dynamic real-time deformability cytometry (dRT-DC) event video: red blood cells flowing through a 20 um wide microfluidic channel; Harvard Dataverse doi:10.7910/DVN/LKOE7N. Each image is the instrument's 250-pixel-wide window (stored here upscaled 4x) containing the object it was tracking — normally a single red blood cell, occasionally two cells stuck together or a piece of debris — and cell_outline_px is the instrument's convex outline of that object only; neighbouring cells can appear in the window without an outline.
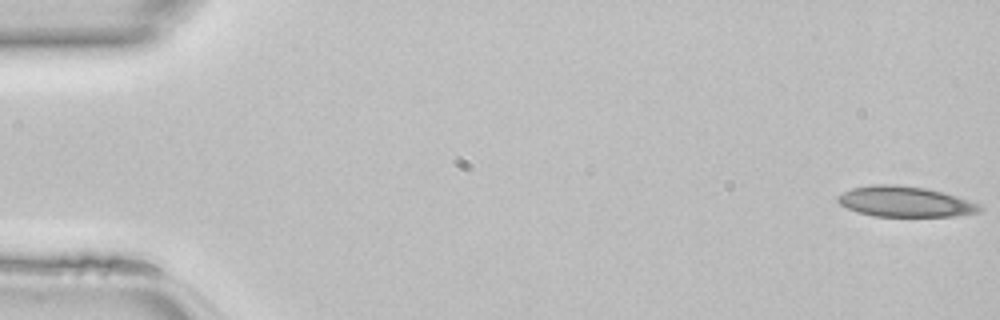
{"species": "common noctule bat (a hibernating species)", "species_latin": "Nyctalus noctula", "temperature_condition": "room temperature", "stored_images_in_passage": 46, "camera_frame_rate_fps": 3000, "um_per_image_px": 0.085, "animal": {"sex": "female", "body_mass_g": 22.7, "forearm_length_mm": 54.2}, "frame": {"image": 1, "passage_image": 1, "time_ms": 0.0, "image_size_px": [1000, 320], "cell_outline_px": [[984, 208], [980, 212], [956, 216], [872, 216], [856, 212], [840, 204], [836, 200], [836, 196], [852, 188], [876, 184], [892, 184], [924, 188], [956, 196], [980, 204]], "centroid_in_image_um": [76.92, 17.15], "position_along_channel_um": 8.1, "area_um2": 25.14}}
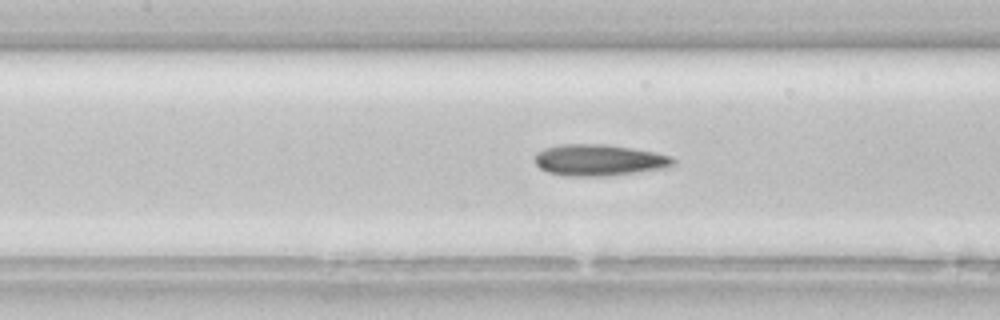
{"frame": {"image": 2, "passage_image": 21, "time_ms": 6.667, "image_size_px": [1000, 320], "cell_outline_px": [[676, 164], [668, 168], [608, 176], [568, 176], [548, 172], [540, 168], [536, 164], [536, 156], [544, 148], [564, 144], [604, 144], [632, 148], [656, 152], [672, 156], [676, 160]], "centroid_in_image_um": [51.0, 13.61], "position_along_channel_um": 156.4, "area_um2": 25.37}}
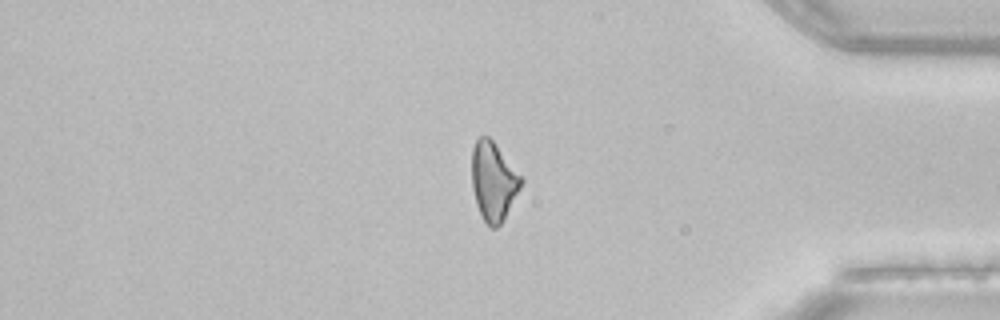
{"frame": {"image": 3, "passage_image": 39, "time_ms": 12.667, "image_size_px": [1000, 320], "cell_outline_px": [[524, 180], [504, 220], [496, 228], [492, 228], [484, 220], [476, 204], [472, 188], [472, 148], [476, 140], [480, 136], [488, 136], [496, 144]], "centroid_in_image_um": [41.93, 15.41], "position_along_channel_um": 393.3, "area_um2": 22.43}}